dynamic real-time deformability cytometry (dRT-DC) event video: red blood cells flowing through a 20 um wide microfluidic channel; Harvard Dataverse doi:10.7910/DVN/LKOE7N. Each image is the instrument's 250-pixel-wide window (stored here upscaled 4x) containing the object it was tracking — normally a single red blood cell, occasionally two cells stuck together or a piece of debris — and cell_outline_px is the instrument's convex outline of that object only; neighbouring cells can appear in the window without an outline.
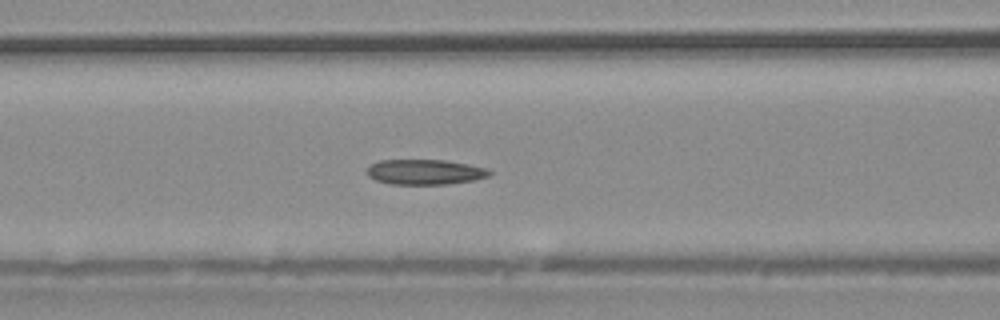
{"species": "common noctule bat (a hibernating species)", "species_latin": "Nyctalus noctula", "temperature_condition": "warm", "stored_images_in_passage": 34, "camera_frame_rate_fps": 3000, "um_per_image_px": 0.085, "animal": {"sex": "male", "body_mass_g": 20.4}, "frame": {"image": 1, "passage_image": 10, "time_ms": 3.0, "image_size_px": [1000, 320], "cell_outline_px": [[492, 172], [488, 176], [472, 180], [448, 184], [392, 184], [376, 180], [368, 176], [368, 168], [372, 164], [380, 160], [444, 160], [468, 164], [488, 168]], "centroid_in_image_um": [36.14, 14.61], "position_along_channel_um": 130.5, "area_um2": 17.8}}